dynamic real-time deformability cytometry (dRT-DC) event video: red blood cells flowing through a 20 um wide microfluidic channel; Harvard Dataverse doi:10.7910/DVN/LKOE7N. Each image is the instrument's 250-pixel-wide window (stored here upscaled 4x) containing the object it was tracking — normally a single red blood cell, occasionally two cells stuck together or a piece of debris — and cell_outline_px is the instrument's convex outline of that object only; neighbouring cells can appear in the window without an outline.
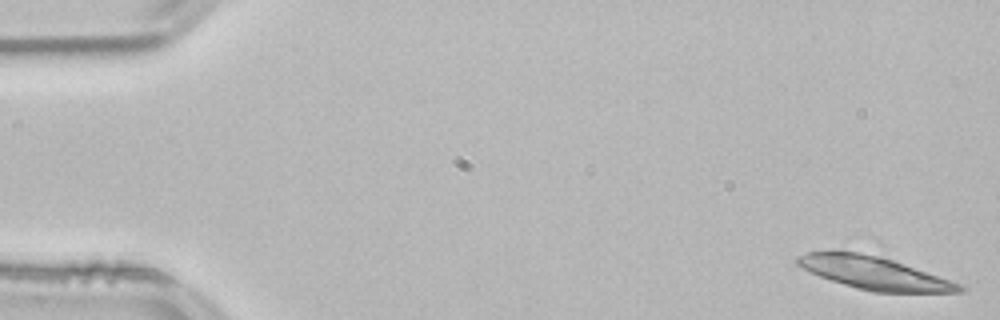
{"species": "common noctule bat (a hibernating species)", "species_latin": "Nyctalus noctula", "temperature_condition": "room temperature", "stored_images_in_passage": 12, "camera_frame_rate_fps": 3000, "um_per_image_px": 0.085, "animal": {"sex": "male", "body_mass_g": 21.5, "forearm_length_mm": 52.0}, "frame": {"image": 1, "passage_image": 1, "time_ms": 0.0, "image_size_px": [1000, 320], "cell_outline_px": [[964, 292], [872, 292], [856, 288], [820, 276], [796, 264], [796, 256], [808, 252], [840, 248], [880, 256], [892, 260], [960, 284], [964, 288]], "centroid_in_image_um": [74.2, 23.16], "position_along_channel_um": 10.8, "area_um2": 30.87}}